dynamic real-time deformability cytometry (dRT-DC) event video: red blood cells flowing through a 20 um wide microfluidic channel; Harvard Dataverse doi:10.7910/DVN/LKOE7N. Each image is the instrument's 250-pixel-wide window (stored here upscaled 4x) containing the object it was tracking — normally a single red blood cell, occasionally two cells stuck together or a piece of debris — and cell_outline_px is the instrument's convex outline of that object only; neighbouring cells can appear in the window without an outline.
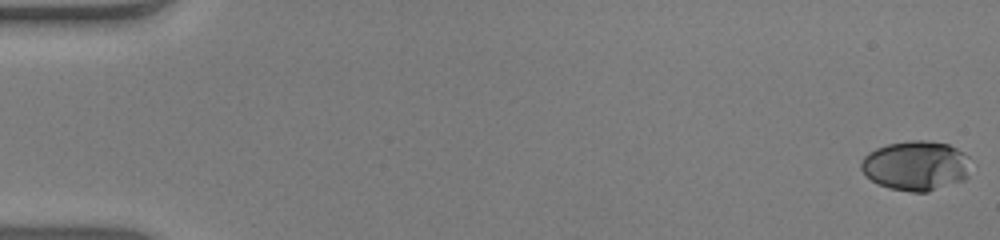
{"species": "human", "species_latin": "Homo sapiens", "temperature_condition": "warm", "stored_images_in_passage": 54, "camera_frame_rate_fps": 3000, "um_per_image_px": 0.085, "donor": {"sex": "male"}, "frame": {"image": 1, "passage_image": 1, "time_ms": 0.0, "image_size_px": [1000, 240], "cell_outline_px": [[976, 164], [968, 176], [964, 180], [928, 192], [912, 192], [888, 188], [876, 184], [864, 176], [860, 168], [860, 160], [868, 152], [876, 148], [888, 144], [908, 140], [928, 140], [948, 144], [964, 152]], "centroid_in_image_um": [77.89, 14.08], "position_along_channel_um": 7.1, "area_um2": 32.77}}
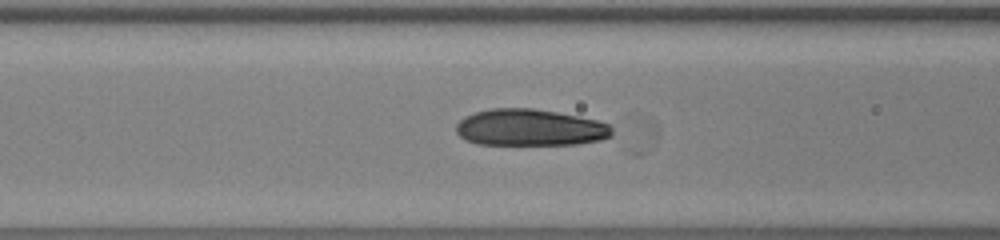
{"frame": {"image": 2, "passage_image": 23, "time_ms": 7.333, "image_size_px": [1000, 240], "cell_outline_px": [[612, 136], [600, 140], [576, 144], [476, 144], [464, 140], [456, 132], [456, 124], [464, 116], [476, 112], [492, 108], [532, 108], [556, 112], [596, 120], [608, 124], [612, 128]], "centroid_in_image_um": [45.02, 10.84], "position_along_channel_um": 121.6, "area_um2": 33.23}}
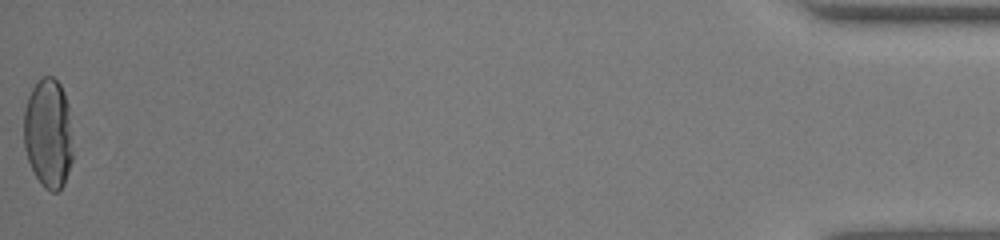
{"frame": {"image": 3, "passage_image": 54, "time_ms": 17.667, "image_size_px": [1000, 240], "cell_outline_px": [[72, 160], [64, 184], [56, 192], [52, 192], [44, 188], [40, 184], [28, 160], [24, 148], [24, 108], [28, 96], [32, 88], [40, 76], [52, 76], [60, 84], [64, 92], [68, 104], [72, 152]], "centroid_in_image_um": [4.09, 11.32], "position_along_channel_um": 431.1, "area_um2": 31.44}}